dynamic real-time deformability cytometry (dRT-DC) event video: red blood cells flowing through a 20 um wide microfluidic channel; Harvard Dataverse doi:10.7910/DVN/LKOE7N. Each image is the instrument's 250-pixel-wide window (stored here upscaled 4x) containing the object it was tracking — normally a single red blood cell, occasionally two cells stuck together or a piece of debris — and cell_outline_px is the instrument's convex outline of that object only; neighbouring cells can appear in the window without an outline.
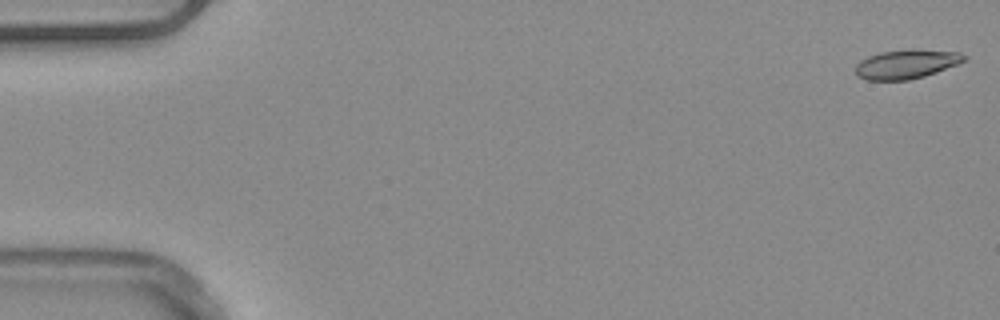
{"species": "common noctule bat (a hibernating species)", "species_latin": "Nyctalus noctula", "temperature_condition": "warm", "stored_images_in_passage": 52, "camera_frame_rate_fps": 3000, "um_per_image_px": 0.085, "animal": {"sex": "male", "body_mass_g": 20.4}, "frame": {"image": 1, "passage_image": 1, "time_ms": 0.0, "image_size_px": [1000, 320], "cell_outline_px": [[968, 60], [960, 64], [924, 76], [908, 80], [868, 80], [856, 76], [856, 64], [860, 60], [868, 56], [880, 52], [908, 48], [916, 48], [960, 52], [968, 56]], "centroid_in_image_um": [77.1, 5.42], "position_along_channel_um": 7.9, "area_um2": 18.96}}
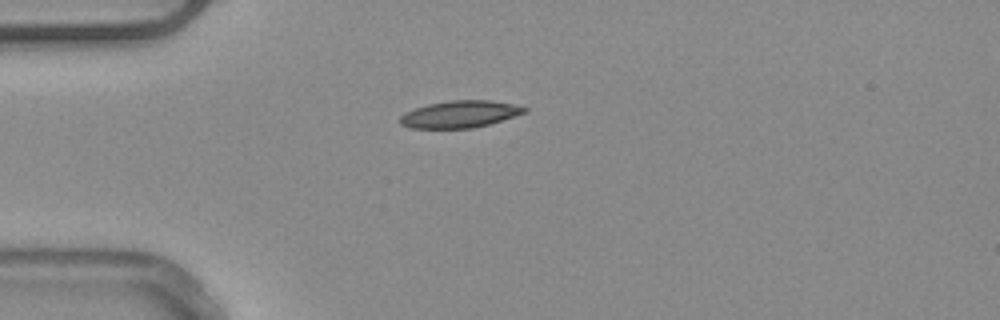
{"frame": {"image": 2, "passage_image": 14, "time_ms": 4.333, "image_size_px": [1000, 320], "cell_outline_px": [[528, 112], [488, 124], [472, 128], [408, 128], [400, 124], [400, 116], [404, 112], [428, 104], [448, 100], [492, 100], [516, 104], [528, 108]], "centroid_in_image_um": [39.1, 9.7], "position_along_channel_um": 45.9, "area_um2": 19.71}}
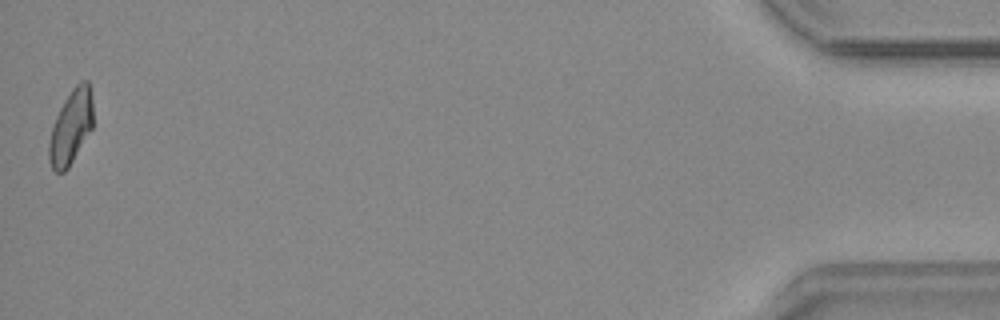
{"frame": {"image": 3, "passage_image": 52, "time_ms": 17.0, "image_size_px": [1000, 320], "cell_outline_px": [[92, 128], [68, 168], [64, 172], [56, 172], [52, 168], [48, 160], [48, 144], [52, 128], [56, 116], [64, 100], [72, 88], [80, 80], [88, 80], [92, 96]], "centroid_in_image_um": [6.02, 10.78], "position_along_channel_um": 429.2, "area_um2": 19.02}, "authors_computed_cell_mechanics": {"area_um2": 19.1318, "velocity_mm_per_s": 3.9002, "shape_relaxation_time_tau1_ms": 6.2338, "shape_relaxation_time_tau2_ms": 3.1119, "deformation_change_tau1": 0.1556, "deformation_change_tau2": 0.088}}